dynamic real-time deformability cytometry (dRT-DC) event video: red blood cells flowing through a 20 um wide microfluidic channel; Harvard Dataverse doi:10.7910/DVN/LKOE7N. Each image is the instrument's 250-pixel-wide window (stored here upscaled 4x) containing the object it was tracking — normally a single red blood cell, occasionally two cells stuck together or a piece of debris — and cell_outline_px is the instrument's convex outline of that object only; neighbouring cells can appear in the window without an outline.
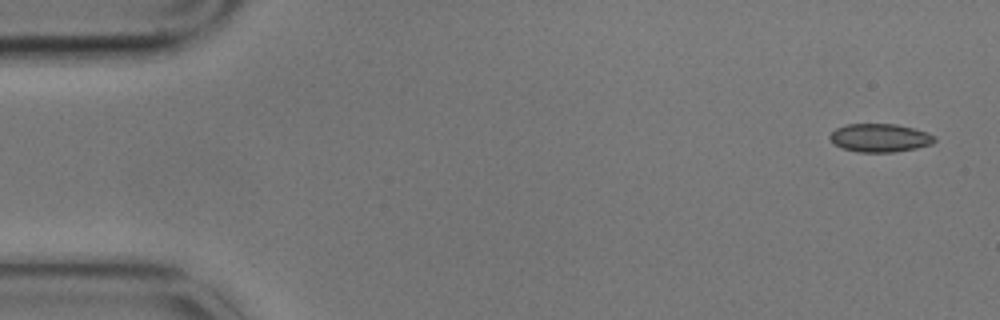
{"species": "common noctule bat (a hibernating species)", "species_latin": "Nyctalus noctula", "temperature_condition": "cold", "stored_images_in_passage": 6, "camera_frame_rate_fps": 3000, "um_per_image_px": 0.085, "animal": {"sex": "male", "body_mass_g": 17.9}, "frame": {"image": 1, "passage_image": 1, "time_ms": 0.0, "image_size_px": [1000, 320], "cell_outline_px": [[936, 140], [932, 144], [916, 148], [896, 152], [856, 152], [840, 148], [828, 136], [836, 128], [844, 124], [896, 124], [912, 128], [936, 136]], "centroid_in_image_um": [74.77, 11.72], "position_along_channel_um": 10.2, "area_um2": 17.28}}
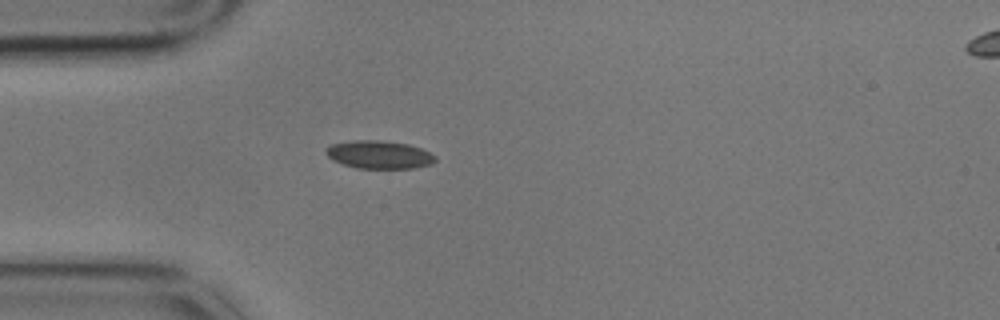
{"frame": {"image": 2, "passage_image": 5, "time_ms": 1.333, "image_size_px": [1000, 320], "cell_outline_px": [[436, 160], [432, 164], [412, 168], [356, 168], [332, 160], [324, 152], [324, 148], [332, 144], [352, 140], [380, 140], [408, 144], [420, 148], [436, 156]], "centroid_in_image_um": [32.2, 13.14], "position_along_channel_um": 52.8, "area_um2": 17.86}}